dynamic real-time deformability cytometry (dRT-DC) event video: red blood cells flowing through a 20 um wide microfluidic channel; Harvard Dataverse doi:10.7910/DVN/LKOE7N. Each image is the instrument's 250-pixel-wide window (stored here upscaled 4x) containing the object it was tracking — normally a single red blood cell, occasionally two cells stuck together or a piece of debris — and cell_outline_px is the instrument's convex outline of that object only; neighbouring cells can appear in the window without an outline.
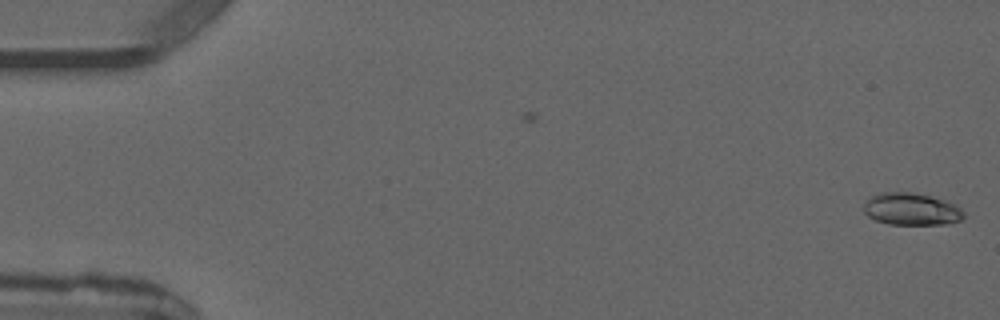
{"species": "common noctule bat (a hibernating species)", "species_latin": "Nyctalus noctula", "temperature_condition": "warm", "stored_images_in_passage": 2, "camera_frame_rate_fps": 3000, "um_per_image_px": 0.085, "animal": {"sex": "male", "forearm_length_mm": 52.5}, "frame": {"image": 1, "passage_image": 2, "time_ms": 1.333, "image_size_px": [1000, 320], "cell_outline_px": [[964, 216], [960, 220], [948, 224], [888, 224], [876, 220], [868, 216], [864, 212], [864, 204], [868, 196], [880, 192], [916, 192], [944, 200], [956, 204], [964, 212]], "centroid_in_image_um": [77.45, 17.76], "position_along_channel_um": 7.6, "area_um2": 18.96}}